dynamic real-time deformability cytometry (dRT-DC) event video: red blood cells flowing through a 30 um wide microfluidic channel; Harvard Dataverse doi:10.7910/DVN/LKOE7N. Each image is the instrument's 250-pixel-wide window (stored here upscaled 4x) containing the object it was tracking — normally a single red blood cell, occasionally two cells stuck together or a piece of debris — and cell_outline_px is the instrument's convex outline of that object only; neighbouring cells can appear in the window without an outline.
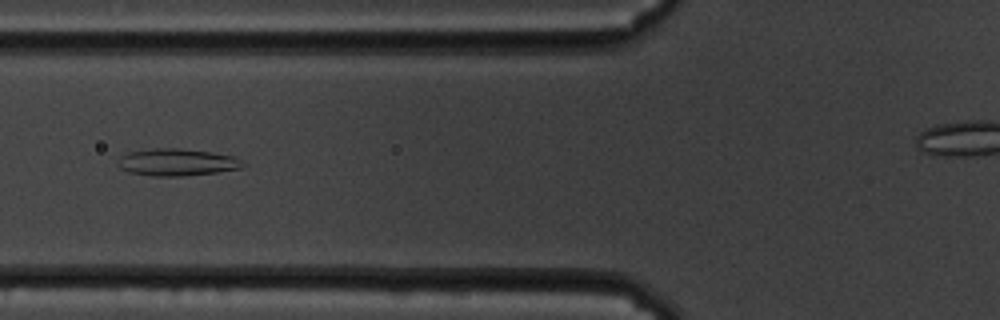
{"species": "common noctule bat (a hibernating species)", "species_latin": "Nyctalus noctula", "temperature_condition": "cold", "stored_images_in_passage": 53, "segment_of_instrument_passage": [1, 2], "camera_frame_rate_fps": 3000, "um_per_image_px": 0.085, "animal": {"sex": "male", "body_mass_g": 19.5, "forearm_length_mm": 54.6}, "frame": {"image": 1, "passage_image": 23, "time_ms": 7.333, "image_size_px": [1000, 320], "cell_outline_px": [[248, 164], [244, 168], [216, 172], [184, 176], [152, 176], [128, 172], [120, 168], [116, 164], [120, 156], [128, 152], [156, 148], [176, 148], [212, 152], [236, 156]], "centroid_in_image_um": [15.08, 13.79], "position_along_channel_um": 110.7, "area_um2": 20.06}}
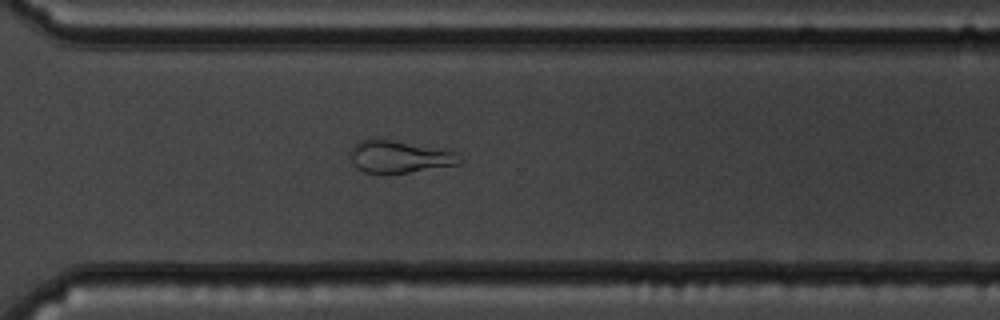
{"frame": {"image": 2, "passage_image": 43, "time_ms": 14.0, "image_size_px": [1000, 320], "cell_outline_px": [[460, 164], [408, 172], [364, 172], [356, 168], [348, 156], [348, 152], [360, 140], [388, 140], [456, 152], [460, 160]], "centroid_in_image_um": [33.88, 13.34], "position_along_channel_um": 336.7, "area_um2": 19.77}}
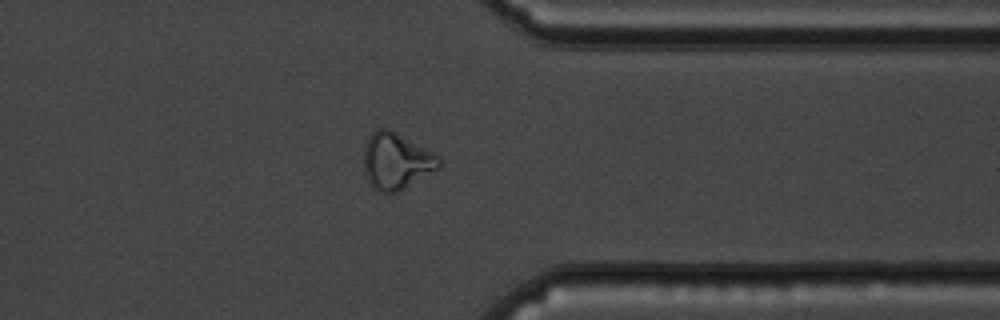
{"frame": {"image": 3, "passage_image": 47, "time_ms": 15.333, "image_size_px": [1000, 320], "cell_outline_px": [[440, 168], [404, 188], [396, 192], [380, 192], [372, 188], [364, 172], [364, 148], [368, 136], [376, 128], [388, 128], [436, 152], [440, 156]], "centroid_in_image_um": [33.69, 13.67], "position_along_channel_um": 377.7, "area_um2": 25.03}}